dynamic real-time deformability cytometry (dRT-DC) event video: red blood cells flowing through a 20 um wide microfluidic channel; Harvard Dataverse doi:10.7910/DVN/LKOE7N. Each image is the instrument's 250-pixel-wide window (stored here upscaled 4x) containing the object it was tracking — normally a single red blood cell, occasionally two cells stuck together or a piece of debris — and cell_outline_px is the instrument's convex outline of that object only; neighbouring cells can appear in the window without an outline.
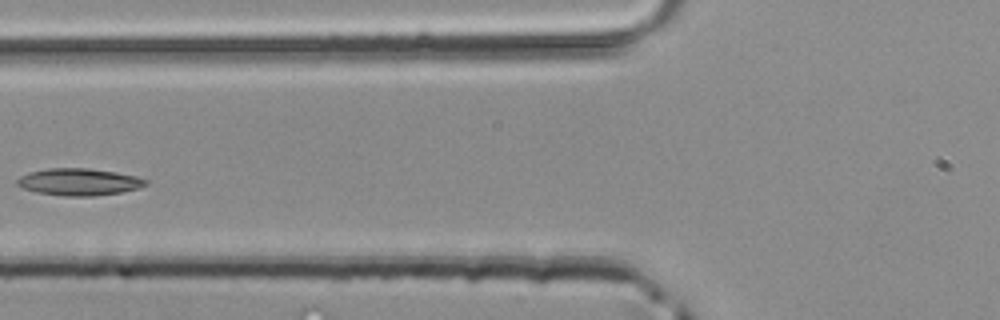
{"species": "common noctule bat (a hibernating species)", "species_latin": "Nyctalus noctula", "temperature_condition": "room temperature", "stored_images_in_passage": 3, "camera_frame_rate_fps": 3000, "um_per_image_px": 0.085, "animal": {"sex": "male", "body_mass_g": 20.4}, "frame": {"image": 1, "passage_image": 3, "time_ms": 0.667, "image_size_px": [1000, 320], "cell_outline_px": [[148, 184], [140, 188], [120, 192], [92, 196], [64, 196], [36, 192], [20, 188], [16, 184], [16, 180], [20, 176], [28, 172], [48, 168], [88, 168], [116, 172], [136, 176], [148, 180]], "centroid_in_image_um": [6.69, 15.46], "position_along_channel_um": 119.1, "area_um2": 20.4}}